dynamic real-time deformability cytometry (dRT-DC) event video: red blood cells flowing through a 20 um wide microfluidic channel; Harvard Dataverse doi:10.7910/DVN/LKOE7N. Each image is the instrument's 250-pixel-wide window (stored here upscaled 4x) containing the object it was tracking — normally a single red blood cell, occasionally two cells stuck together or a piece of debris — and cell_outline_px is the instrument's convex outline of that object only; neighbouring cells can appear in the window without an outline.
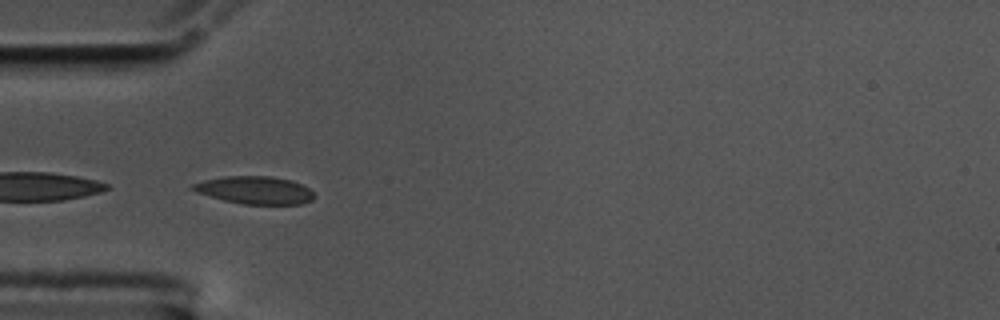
{"species": "common noctule bat (a hibernating species)", "species_latin": "Nyctalus noctula", "temperature_condition": "cold", "stored_images_in_passage": 44, "camera_frame_rate_fps": 3000, "um_per_image_px": 0.085, "animal": {"sex": "male", "body_mass_g": 17.5, "forearm_length_mm": 52.3}, "frame": {"image": 1, "passage_image": 5, "time_ms": 1.333, "image_size_px": [1000, 320], "cell_outline_px": [[316, 196], [312, 200], [300, 204], [244, 204], [224, 200], [196, 192], [188, 188], [192, 184], [204, 180], [224, 176], [268, 176], [292, 180], [308, 188]], "centroid_in_image_um": [21.65, 16.16], "position_along_channel_um": 63.4, "area_um2": 19.54}}
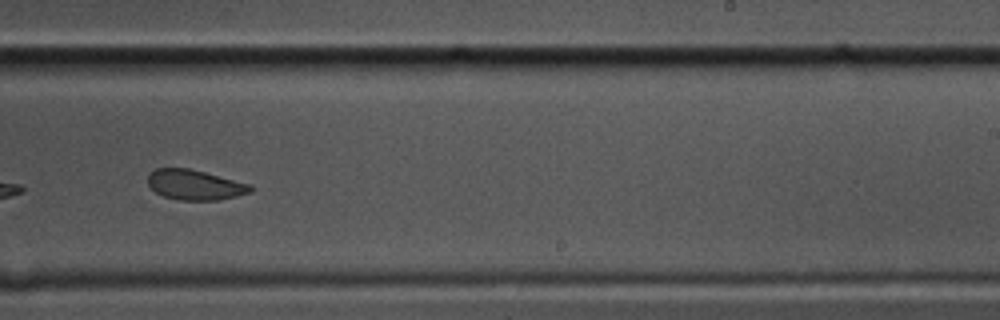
{"frame": {"image": 2, "passage_image": 23, "time_ms": 7.333, "image_size_px": [1000, 320], "cell_outline_px": [[256, 188], [252, 192], [236, 196], [216, 200], [180, 200], [164, 196], [156, 192], [148, 184], [148, 176], [156, 168], [188, 168], [252, 184]], "centroid_in_image_um": [16.62, 15.71], "position_along_channel_um": 272.4, "area_um2": 17.98}}
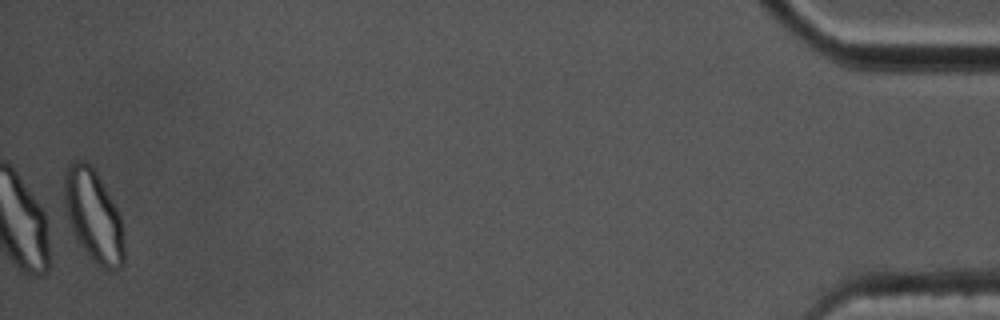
{"frame": {"image": 3, "passage_image": 44, "time_ms": 14.333, "image_size_px": [1000, 320], "cell_outline_px": [[124, 264], [116, 272], [104, 272], [84, 252], [76, 240], [72, 232], [64, 208], [64, 172], [68, 160], [84, 160], [96, 172], [116, 208], [120, 216], [124, 240]], "centroid_in_image_um": [7.92, 18.41], "position_along_channel_um": 427.3, "area_um2": 32.83}, "authors_computed_cell_mechanics": {"area_um2": 19.1607, "velocity_mm_per_s": 3.5103, "shape_relaxation_time_tau1_ms": null, "shape_relaxation_time_tau2_ms": 2.421, "deformation_change_tau1": null, "deformation_change_tau2": 0.0791}}